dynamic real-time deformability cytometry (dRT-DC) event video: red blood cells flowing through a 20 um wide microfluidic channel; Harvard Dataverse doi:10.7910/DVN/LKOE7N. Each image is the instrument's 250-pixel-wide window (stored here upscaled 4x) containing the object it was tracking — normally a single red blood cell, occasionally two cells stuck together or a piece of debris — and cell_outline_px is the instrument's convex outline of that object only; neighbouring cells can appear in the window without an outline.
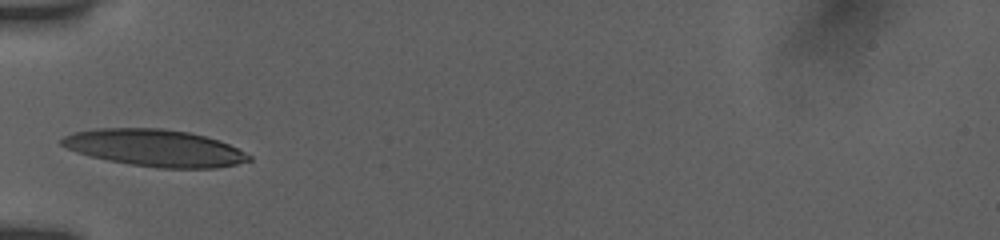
{"species": "human", "species_latin": "Homo sapiens", "temperature_condition": "room temperature", "stored_images_in_passage": 21, "camera_frame_rate_fps": 3000, "um_per_image_px": 0.085, "donor": {"sex": "female"}, "frame": {"image": 1, "passage_image": 1, "time_ms": 0.0, "image_size_px": [1000, 240], "cell_outline_px": [[252, 160], [236, 164], [216, 168], [160, 168], [132, 164], [108, 160], [76, 152], [60, 144], [60, 140], [64, 136], [72, 132], [96, 128], [164, 128], [192, 132], [228, 144], [252, 156]], "centroid_in_image_um": [13.15, 12.56], "position_along_channel_um": 71.8, "area_um2": 40.17}}
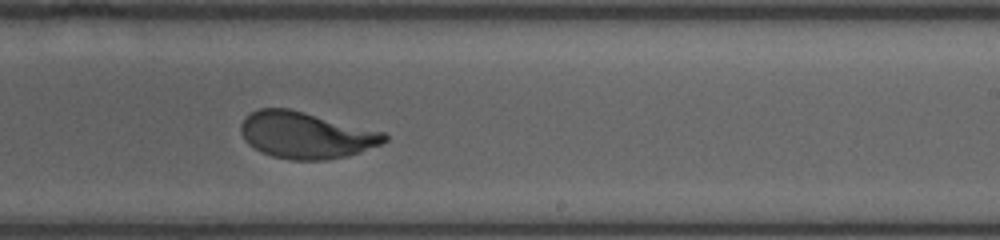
{"frame": {"image": 2, "passage_image": 12, "time_ms": 5.0, "image_size_px": [1000, 240], "cell_outline_px": [[388, 140], [380, 144], [360, 152], [348, 156], [328, 160], [292, 160], [272, 156], [260, 152], [248, 144], [244, 140], [240, 132], [240, 124], [252, 112], [260, 108], [288, 108], [384, 132], [388, 136]], "centroid_in_image_um": [25.99, 11.5], "position_along_channel_um": 263.0, "area_um2": 38.9}}
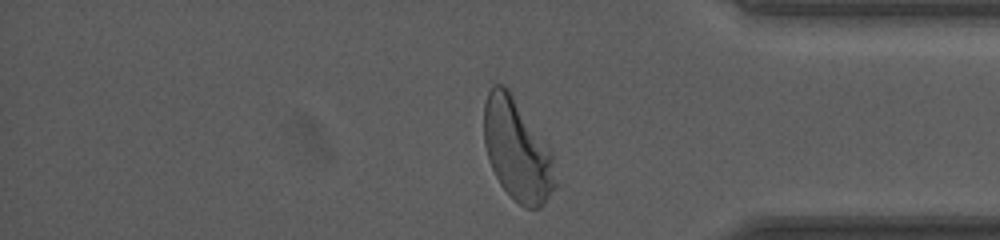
{"frame": {"image": 3, "passage_image": 21, "time_ms": 8.667, "image_size_px": [1000, 240], "cell_outline_px": [[556, 188], [544, 204], [540, 208], [524, 208], [500, 184], [488, 160], [484, 144], [484, 104], [488, 92], [492, 84], [504, 84], [508, 88], [552, 152], [556, 184]], "centroid_in_image_um": [43.95, 12.74], "position_along_channel_um": 391.3, "area_um2": 42.14}, "authors_computed_cell_mechanics": {"area_um2": 39.2462, "velocity_mm_per_s": 3.8311, "shape_relaxation_time_tau1_ms": 2.7073, "shape_relaxation_time_tau2_ms": null, "deformation_change_tau1": 0.1801, "deformation_change_tau2": null}}